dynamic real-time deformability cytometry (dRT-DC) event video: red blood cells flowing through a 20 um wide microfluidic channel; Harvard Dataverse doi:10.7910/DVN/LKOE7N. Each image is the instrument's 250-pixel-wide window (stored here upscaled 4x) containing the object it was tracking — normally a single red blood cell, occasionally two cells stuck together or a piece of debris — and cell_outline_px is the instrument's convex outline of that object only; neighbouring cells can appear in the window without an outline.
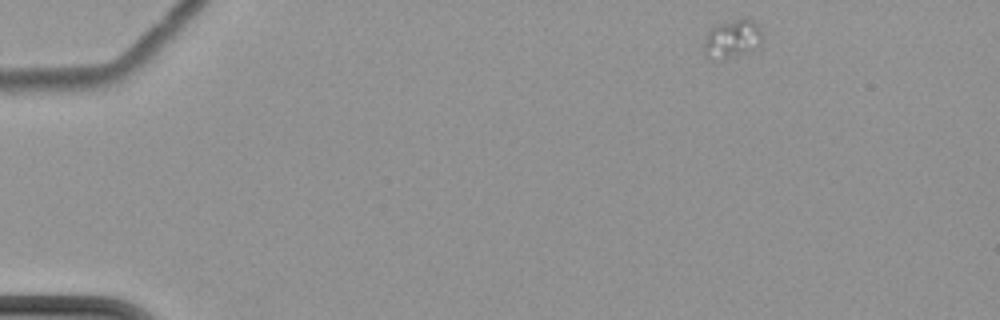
{"species": "common noctule bat (a hibernating species)", "species_latin": "Nyctalus noctula", "temperature_condition": "cold", "stored_images_in_passage": 7, "camera_frame_rate_fps": 3000, "um_per_image_px": 0.085, "animal": {"sex": "female", "body_mass_g": 22.7, "forearm_length_mm": 54.2}, "frame": {"image": 1, "passage_image": 1, "time_ms": 0.0, "image_size_px": [1000, 320], "cell_outline_px": [[764, 40], [752, 52], [712, 60], [704, 52], [704, 44], [708, 32], [716, 24], [744, 16], [748, 16], [756, 24], [764, 36]], "centroid_in_image_um": [62.3, 3.26], "position_along_channel_um": 22.7, "area_um2": 13.29}}